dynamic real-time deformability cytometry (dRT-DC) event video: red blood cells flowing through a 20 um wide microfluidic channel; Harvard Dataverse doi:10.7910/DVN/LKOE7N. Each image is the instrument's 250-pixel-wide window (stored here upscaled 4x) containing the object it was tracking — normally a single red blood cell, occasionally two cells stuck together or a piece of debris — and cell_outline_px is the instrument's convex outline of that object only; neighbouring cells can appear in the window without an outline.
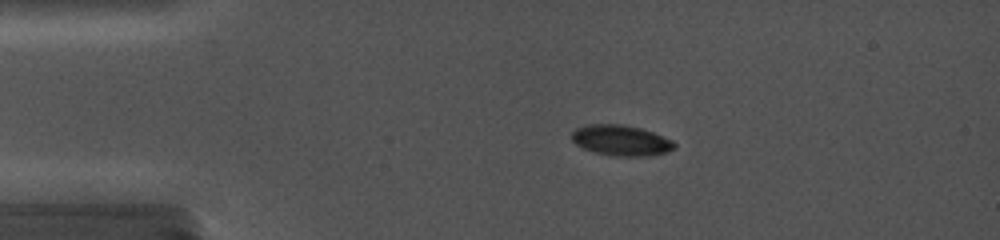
{"species": "common noctule bat (a hibernating species)", "species_latin": "Nyctalus noctula", "temperature_condition": "cold", "stored_images_in_passage": 11, "camera_frame_rate_fps": 5000, "um_per_image_px": 0.085, "animal": {"sex": "female", "body_mass_g": 19.0, "forearm_length_mm": 56.7}, "frame": {"image": 1, "passage_image": 4, "time_ms": 3.4, "image_size_px": [1000, 240], "cell_outline_px": [[676, 148], [668, 152], [652, 156], [612, 156], [596, 152], [584, 148], [576, 144], [572, 140], [572, 132], [576, 128], [588, 124], [624, 124], [640, 128], [652, 132], [672, 140], [676, 144]], "centroid_in_image_um": [52.82, 11.93], "position_along_channel_um": 32.2, "area_um2": 18.38}}
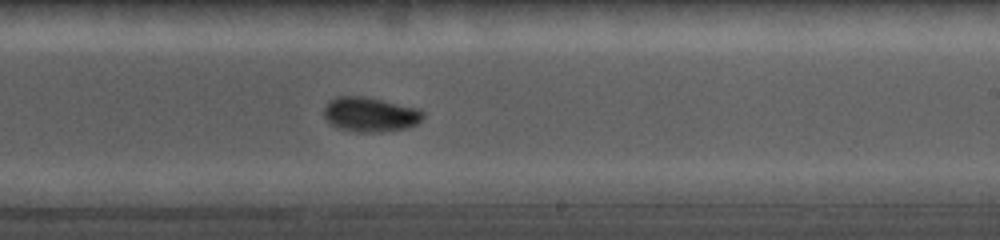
{"frame": {"image": 2, "passage_image": 11, "time_ms": 10.6, "image_size_px": [1000, 240], "cell_outline_px": [[424, 116], [416, 124], [404, 128], [372, 132], [364, 132], [340, 128], [328, 120], [324, 116], [324, 108], [328, 100], [336, 96], [364, 96], [416, 108], [424, 112]], "centroid_in_image_um": [31.44, 9.7], "position_along_channel_um": 257.6, "area_um2": 19.48}}